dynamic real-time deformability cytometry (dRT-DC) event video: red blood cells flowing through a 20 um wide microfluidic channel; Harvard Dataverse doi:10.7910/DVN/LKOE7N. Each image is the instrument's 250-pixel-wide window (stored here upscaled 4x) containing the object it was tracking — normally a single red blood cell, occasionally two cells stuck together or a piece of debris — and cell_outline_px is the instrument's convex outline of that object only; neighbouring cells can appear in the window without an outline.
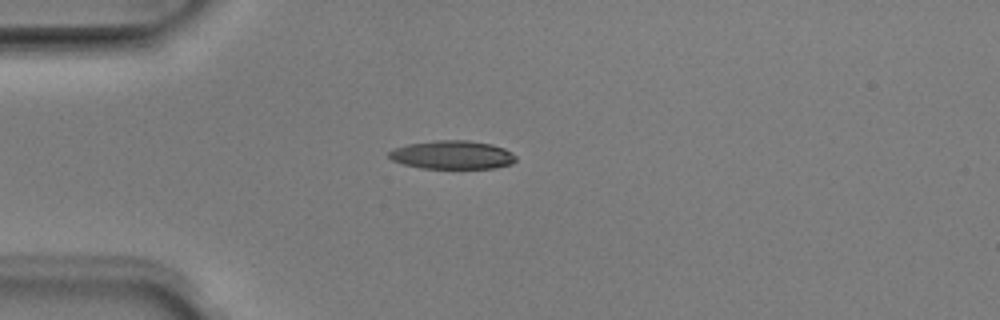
{"species": "Egyptian fruit bat (a non-hibernating species)", "species_latin": "Rousettus aegyptiacus", "temperature_condition": "room temperature", "stored_images_in_passage": 38, "camera_frame_rate_fps": 3000, "um_per_image_px": 0.085, "animal": {"sex": "male"}, "frame": {"image": 1, "passage_image": 1, "time_ms": 0.0, "image_size_px": [1000, 320], "cell_outline_px": [[516, 160], [512, 164], [496, 168], [424, 168], [404, 164], [392, 160], [388, 156], [388, 152], [396, 148], [408, 144], [436, 140], [468, 140], [492, 144], [504, 148], [512, 152], [516, 156]], "centroid_in_image_um": [38.49, 13.16], "position_along_channel_um": 46.5, "area_um2": 21.04}}
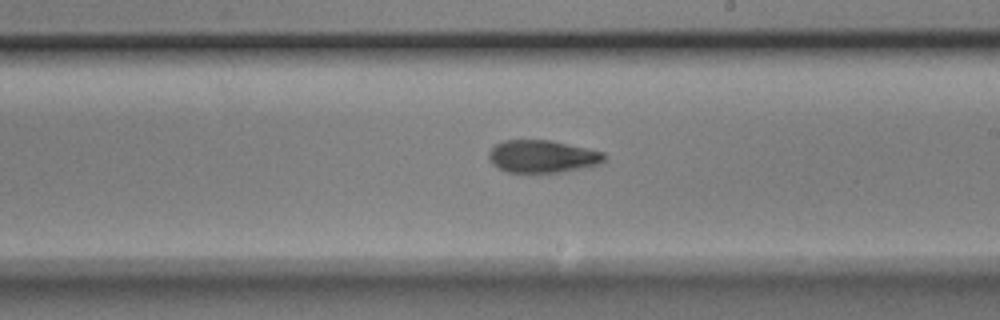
{"frame": {"image": 2, "passage_image": 17, "time_ms": 5.333, "image_size_px": [1000, 320], "cell_outline_px": [[604, 160], [600, 164], [560, 172], [508, 172], [492, 164], [488, 156], [488, 152], [500, 140], [552, 140], [604, 152]], "centroid_in_image_um": [46.08, 13.28], "position_along_channel_um": 242.9, "area_um2": 21.79}}
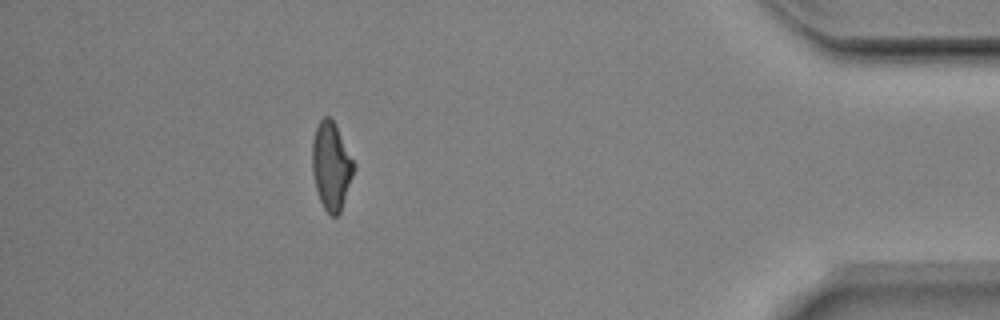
{"frame": {"image": 3, "passage_image": 33, "time_ms": 10.667, "image_size_px": [1000, 320], "cell_outline_px": [[356, 168], [340, 212], [336, 216], [332, 216], [324, 208], [320, 200], [316, 188], [312, 172], [312, 140], [316, 128], [320, 120], [324, 116], [328, 116], [336, 124], [356, 164]], "centroid_in_image_um": [28.17, 14.08], "position_along_channel_um": 407.0, "area_um2": 21.39}, "authors_computed_cell_mechanics": {"area_um2": 21.8484, "velocity_mm_per_s": 4.0112, "shape_relaxation_time_tau1_ms": 8.1543, "shape_relaxation_time_tau2_ms": 4.4194, "deformation_change_tau1": 0.2444, "deformation_change_tau2": 0.1227}}